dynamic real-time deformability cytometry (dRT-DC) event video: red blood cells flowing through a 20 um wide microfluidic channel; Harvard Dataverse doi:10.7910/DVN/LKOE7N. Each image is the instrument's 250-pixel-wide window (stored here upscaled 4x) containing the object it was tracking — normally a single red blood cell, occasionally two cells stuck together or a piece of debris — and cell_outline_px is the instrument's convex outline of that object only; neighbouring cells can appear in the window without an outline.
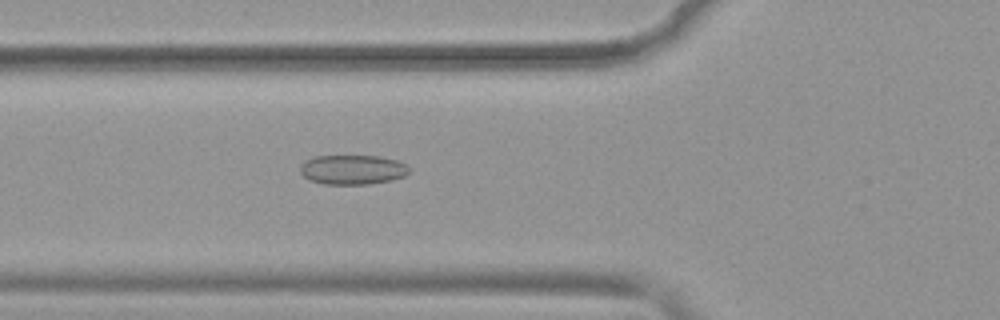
{"species": "common noctule bat (a hibernating species)", "species_latin": "Nyctalus noctula", "temperature_condition": "warm", "stored_images_in_passage": 51, "camera_frame_rate_fps": 3000, "um_per_image_px": 0.085, "animal": {"sex": "female", "body_mass_g": 19.9}, "frame": {"image": 1, "passage_image": 19, "time_ms": 6.0, "image_size_px": [1000, 320], "cell_outline_px": [[412, 172], [404, 176], [392, 180], [368, 184], [324, 184], [308, 180], [300, 172], [300, 164], [304, 160], [312, 156], [380, 156], [396, 160], [412, 168]], "centroid_in_image_um": [29.96, 14.42], "position_along_channel_um": 95.8, "area_um2": 19.07}}
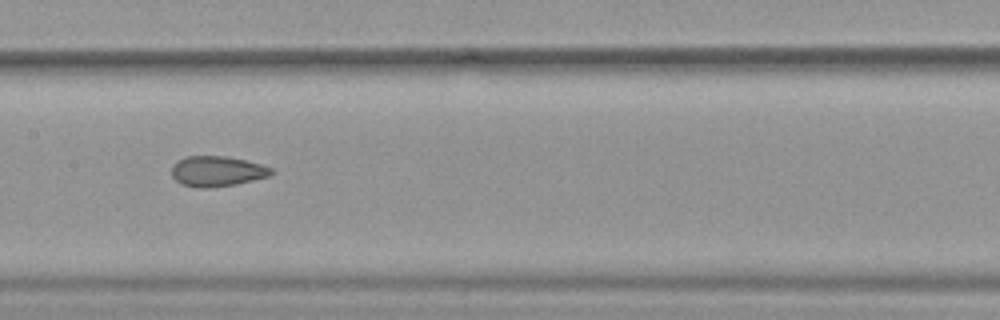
{"frame": {"image": 2, "passage_image": 26, "time_ms": 8.333, "image_size_px": [1000, 320], "cell_outline_px": [[276, 172], [268, 176], [236, 184], [204, 188], [196, 188], [180, 184], [172, 176], [172, 164], [176, 160], [184, 156], [224, 156], [244, 160], [260, 164], [272, 168]], "centroid_in_image_um": [18.41, 14.55], "position_along_channel_um": 189.0, "area_um2": 17.69}}
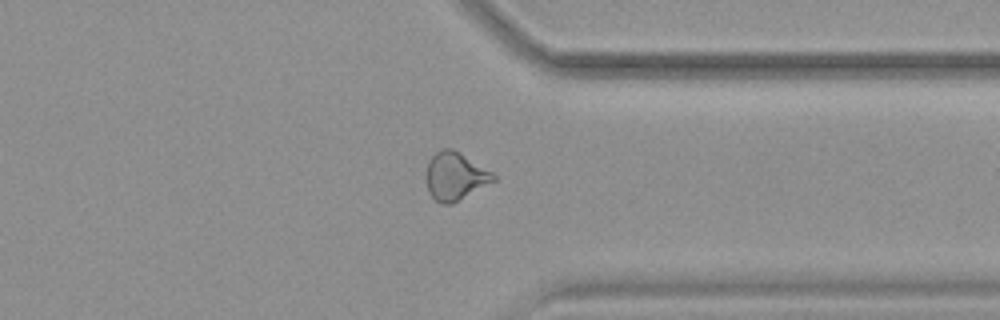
{"frame": {"image": 3, "passage_image": 40, "time_ms": 13.0, "image_size_px": [1000, 320], "cell_outline_px": [[496, 180], [452, 204], [440, 204], [428, 192], [428, 164], [432, 156], [436, 152], [444, 148], [452, 148], [492, 172], [496, 176]], "centroid_in_image_um": [38.71, 14.99], "position_along_channel_um": 372.7, "area_um2": 18.32}, "authors_computed_cell_mechanics": {"area_um2": 19.363, "velocity_mm_per_s": 3.9879, "shape_relaxation_time_tau1_ms": null, "shape_relaxation_time_tau2_ms": 1.3574, "deformation_change_tau1": null, "deformation_change_tau2": 0.0781}}